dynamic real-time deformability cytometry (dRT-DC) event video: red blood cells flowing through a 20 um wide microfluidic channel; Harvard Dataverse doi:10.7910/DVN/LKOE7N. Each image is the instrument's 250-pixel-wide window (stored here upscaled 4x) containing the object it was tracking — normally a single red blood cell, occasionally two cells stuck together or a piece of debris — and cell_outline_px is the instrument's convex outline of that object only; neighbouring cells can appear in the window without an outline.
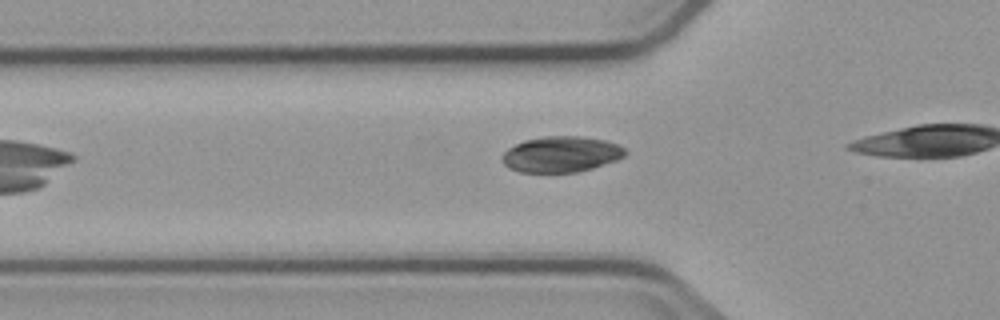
{"species": "common noctule bat (a hibernating species)", "species_latin": "Nyctalus noctula", "temperature_condition": "cold", "stored_images_in_passage": 8, "camera_frame_rate_fps": 3000, "um_per_image_px": 0.085, "animal": {"sex": "male", "body_mass_g": 23.1, "forearm_length_mm": 52.7}, "frame": {"image": 1, "passage_image": 5, "time_ms": 5.0, "image_size_px": [1000, 320], "cell_outline_px": [[628, 152], [624, 156], [616, 160], [592, 168], [576, 172], [520, 172], [508, 168], [504, 164], [500, 156], [508, 148], [524, 140], [544, 136], [580, 136], [604, 140], [616, 144], [624, 148]], "centroid_in_image_um": [47.67, 13.11], "position_along_channel_um": 78.1, "area_um2": 25.66}}